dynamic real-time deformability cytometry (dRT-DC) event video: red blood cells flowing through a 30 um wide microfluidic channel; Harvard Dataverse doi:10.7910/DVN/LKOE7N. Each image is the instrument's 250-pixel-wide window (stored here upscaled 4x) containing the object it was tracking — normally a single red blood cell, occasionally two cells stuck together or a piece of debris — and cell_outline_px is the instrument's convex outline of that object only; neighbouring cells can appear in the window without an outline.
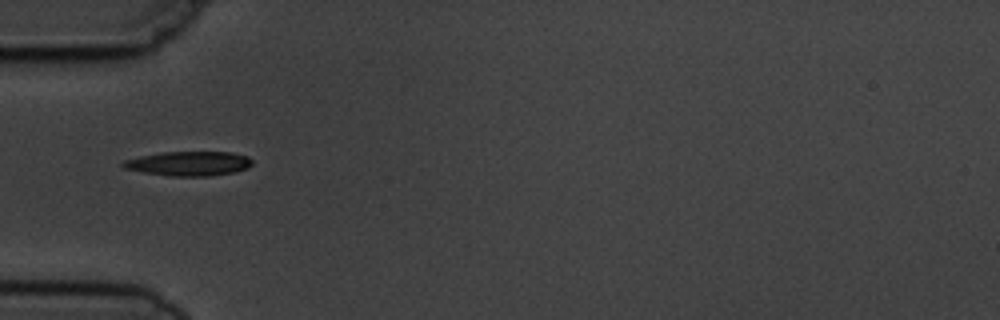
{"species": "common noctule bat (a hibernating species)", "species_latin": "Nyctalus noctula", "temperature_condition": "cold", "stored_images_in_passage": 7, "camera_frame_rate_fps": 3000, "um_per_image_px": 0.085, "animal": {"sex": "male", "body_mass_g": 19.5, "forearm_length_mm": 54.6}, "frame": {"image": 1, "passage_image": 6, "time_ms": 5.667, "image_size_px": [1000, 320], "cell_outline_px": [[252, 164], [248, 168], [232, 172], [208, 176], [172, 176], [144, 172], [124, 168], [120, 164], [124, 160], [140, 156], [160, 152], [232, 152], [248, 156], [252, 160]], "centroid_in_image_um": [16.05, 13.89], "position_along_channel_um": 68.9, "area_um2": 18.32}}
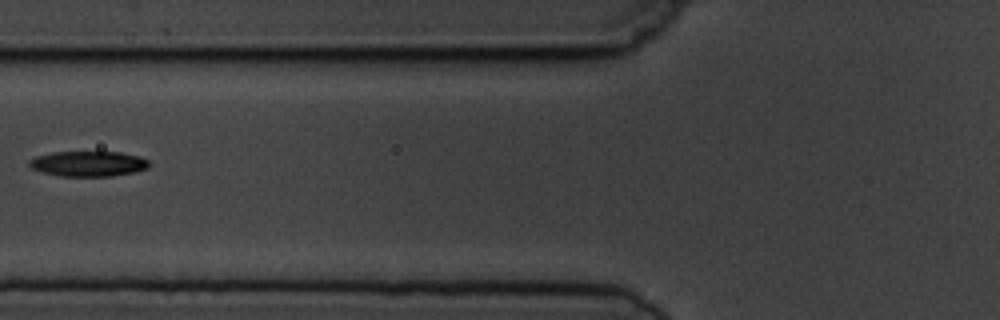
{"frame": {"image": 2, "passage_image": 7, "time_ms": 7.0, "image_size_px": [1000, 320], "cell_outline_px": [[148, 168], [136, 172], [112, 176], [60, 176], [40, 172], [32, 168], [28, 164], [28, 160], [36, 156], [52, 152], [120, 152], [140, 156], [148, 160]], "centroid_in_image_um": [7.49, 13.92], "position_along_channel_um": 118.3, "area_um2": 17.8}}